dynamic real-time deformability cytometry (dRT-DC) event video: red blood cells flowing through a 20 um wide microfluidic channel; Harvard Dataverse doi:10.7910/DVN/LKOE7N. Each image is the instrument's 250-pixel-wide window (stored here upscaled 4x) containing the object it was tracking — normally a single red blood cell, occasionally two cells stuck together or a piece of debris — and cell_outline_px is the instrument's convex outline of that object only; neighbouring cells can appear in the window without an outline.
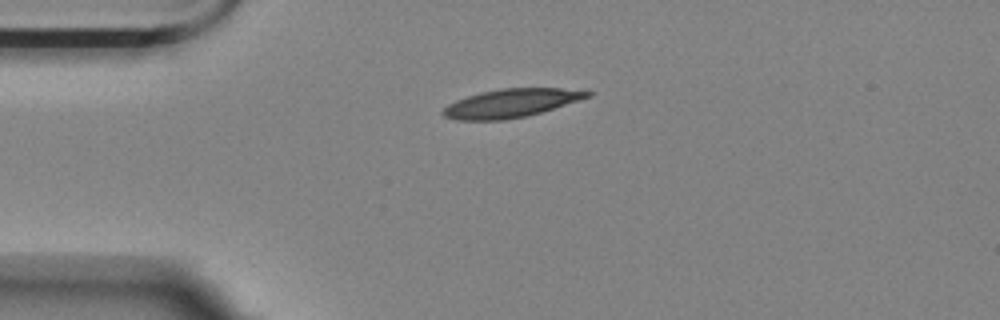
{"species": "Egyptian fruit bat (a non-hibernating species)", "species_latin": "Rousettus aegyptiacus", "temperature_condition": "room temperature", "stored_images_in_passage": 44, "camera_frame_rate_fps": 3000, "um_per_image_px": 0.085, "animal": {"sex": "female"}, "frame": {"image": 1, "passage_image": 1, "time_ms": 0.0, "image_size_px": [1000, 320], "cell_outline_px": [[592, 96], [540, 112], [524, 116], [504, 120], [456, 120], [444, 116], [440, 112], [448, 104], [456, 100], [480, 92], [500, 88], [560, 88], [592, 92]], "centroid_in_image_um": [43.39, 8.77], "position_along_channel_um": 41.6, "area_um2": 23.7}}
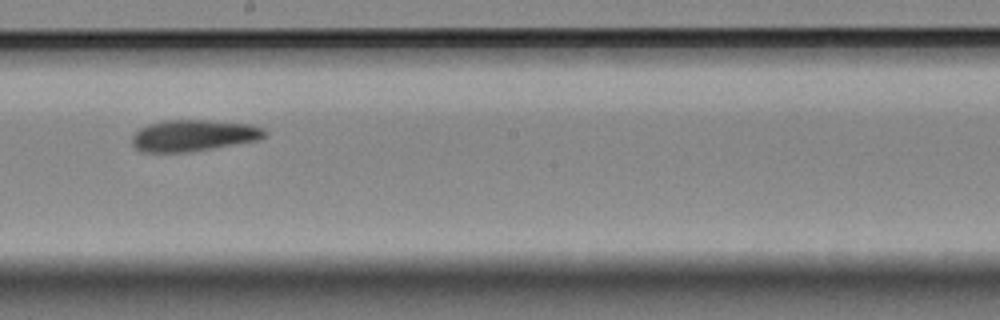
{"frame": {"image": 2, "passage_image": 19, "time_ms": 6.0, "image_size_px": [1000, 320], "cell_outline_px": [[264, 136], [256, 140], [188, 152], [144, 152], [136, 148], [132, 144], [132, 136], [140, 128], [148, 124], [164, 120], [208, 120], [252, 124], [264, 128]], "centroid_in_image_um": [16.4, 11.5], "position_along_channel_um": 231.8, "area_um2": 24.04}}
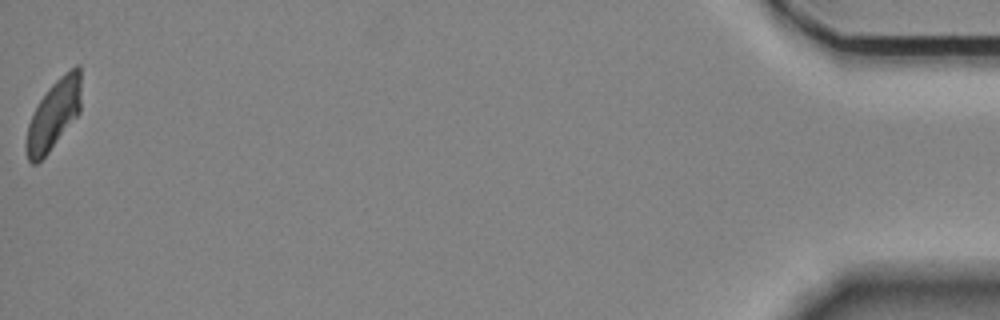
{"frame": {"image": 3, "passage_image": 44, "time_ms": 14.333, "image_size_px": [1000, 320], "cell_outline_px": [[80, 112], [48, 152], [36, 164], [32, 164], [28, 160], [24, 144], [28, 124], [40, 100], [48, 88], [64, 72], [76, 64], [80, 64]], "centroid_in_image_um": [4.55, 9.73], "position_along_channel_um": 430.6, "area_um2": 22.02}, "authors_computed_cell_mechanics": {"area_um2": 23.9003, "velocity_mm_per_s": 3.5387, "shape_relaxation_time_tau1_ms": null, "shape_relaxation_time_tau2_ms": 6.528, "deformation_change_tau1": null, "deformation_change_tau2": 0.1295}}